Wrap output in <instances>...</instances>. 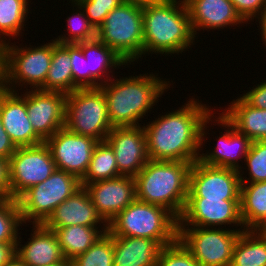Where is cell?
Masks as SVG:
<instances>
[{
  "label": "cell",
  "mask_w": 266,
  "mask_h": 266,
  "mask_svg": "<svg viewBox=\"0 0 266 266\" xmlns=\"http://www.w3.org/2000/svg\"><path fill=\"white\" fill-rule=\"evenodd\" d=\"M81 185L86 189L97 212L107 224L136 199L134 177L121 175Z\"/></svg>",
  "instance_id": "cell-17"
},
{
  "label": "cell",
  "mask_w": 266,
  "mask_h": 266,
  "mask_svg": "<svg viewBox=\"0 0 266 266\" xmlns=\"http://www.w3.org/2000/svg\"><path fill=\"white\" fill-rule=\"evenodd\" d=\"M240 172L195 161L189 173L187 199L240 200Z\"/></svg>",
  "instance_id": "cell-12"
},
{
  "label": "cell",
  "mask_w": 266,
  "mask_h": 266,
  "mask_svg": "<svg viewBox=\"0 0 266 266\" xmlns=\"http://www.w3.org/2000/svg\"><path fill=\"white\" fill-rule=\"evenodd\" d=\"M114 266H157L163 246L150 238L113 236Z\"/></svg>",
  "instance_id": "cell-23"
},
{
  "label": "cell",
  "mask_w": 266,
  "mask_h": 266,
  "mask_svg": "<svg viewBox=\"0 0 266 266\" xmlns=\"http://www.w3.org/2000/svg\"><path fill=\"white\" fill-rule=\"evenodd\" d=\"M116 237L150 238L162 246L178 239V219L167 209L135 199L108 224Z\"/></svg>",
  "instance_id": "cell-5"
},
{
  "label": "cell",
  "mask_w": 266,
  "mask_h": 266,
  "mask_svg": "<svg viewBox=\"0 0 266 266\" xmlns=\"http://www.w3.org/2000/svg\"><path fill=\"white\" fill-rule=\"evenodd\" d=\"M66 97L64 127L98 142L105 141L112 126L103 91L100 88L76 89Z\"/></svg>",
  "instance_id": "cell-8"
},
{
  "label": "cell",
  "mask_w": 266,
  "mask_h": 266,
  "mask_svg": "<svg viewBox=\"0 0 266 266\" xmlns=\"http://www.w3.org/2000/svg\"><path fill=\"white\" fill-rule=\"evenodd\" d=\"M230 266H266V240L256 230L242 231Z\"/></svg>",
  "instance_id": "cell-29"
},
{
  "label": "cell",
  "mask_w": 266,
  "mask_h": 266,
  "mask_svg": "<svg viewBox=\"0 0 266 266\" xmlns=\"http://www.w3.org/2000/svg\"><path fill=\"white\" fill-rule=\"evenodd\" d=\"M266 240V221L263 222L258 228L255 229Z\"/></svg>",
  "instance_id": "cell-47"
},
{
  "label": "cell",
  "mask_w": 266,
  "mask_h": 266,
  "mask_svg": "<svg viewBox=\"0 0 266 266\" xmlns=\"http://www.w3.org/2000/svg\"><path fill=\"white\" fill-rule=\"evenodd\" d=\"M10 199L8 160L0 158V200Z\"/></svg>",
  "instance_id": "cell-42"
},
{
  "label": "cell",
  "mask_w": 266,
  "mask_h": 266,
  "mask_svg": "<svg viewBox=\"0 0 266 266\" xmlns=\"http://www.w3.org/2000/svg\"><path fill=\"white\" fill-rule=\"evenodd\" d=\"M16 148L17 147L6 133L0 118V158L9 160L16 151Z\"/></svg>",
  "instance_id": "cell-41"
},
{
  "label": "cell",
  "mask_w": 266,
  "mask_h": 266,
  "mask_svg": "<svg viewBox=\"0 0 266 266\" xmlns=\"http://www.w3.org/2000/svg\"><path fill=\"white\" fill-rule=\"evenodd\" d=\"M4 266H27L17 255H15Z\"/></svg>",
  "instance_id": "cell-46"
},
{
  "label": "cell",
  "mask_w": 266,
  "mask_h": 266,
  "mask_svg": "<svg viewBox=\"0 0 266 266\" xmlns=\"http://www.w3.org/2000/svg\"><path fill=\"white\" fill-rule=\"evenodd\" d=\"M82 187L73 174L56 169L44 182L34 185L16 200L22 222L43 224L55 208Z\"/></svg>",
  "instance_id": "cell-9"
},
{
  "label": "cell",
  "mask_w": 266,
  "mask_h": 266,
  "mask_svg": "<svg viewBox=\"0 0 266 266\" xmlns=\"http://www.w3.org/2000/svg\"><path fill=\"white\" fill-rule=\"evenodd\" d=\"M162 1L163 0H122L123 3L138 5L141 7L158 4Z\"/></svg>",
  "instance_id": "cell-45"
},
{
  "label": "cell",
  "mask_w": 266,
  "mask_h": 266,
  "mask_svg": "<svg viewBox=\"0 0 266 266\" xmlns=\"http://www.w3.org/2000/svg\"><path fill=\"white\" fill-rule=\"evenodd\" d=\"M97 143V140L73 133L65 127L45 141L57 169L73 174L80 180L88 170Z\"/></svg>",
  "instance_id": "cell-13"
},
{
  "label": "cell",
  "mask_w": 266,
  "mask_h": 266,
  "mask_svg": "<svg viewBox=\"0 0 266 266\" xmlns=\"http://www.w3.org/2000/svg\"><path fill=\"white\" fill-rule=\"evenodd\" d=\"M47 266H73V264H72V261L64 259L63 261L59 263H55V264L47 265Z\"/></svg>",
  "instance_id": "cell-48"
},
{
  "label": "cell",
  "mask_w": 266,
  "mask_h": 266,
  "mask_svg": "<svg viewBox=\"0 0 266 266\" xmlns=\"http://www.w3.org/2000/svg\"><path fill=\"white\" fill-rule=\"evenodd\" d=\"M260 17H258L259 20V26H260V30H261V38L264 39L265 45H266V8L258 15Z\"/></svg>",
  "instance_id": "cell-44"
},
{
  "label": "cell",
  "mask_w": 266,
  "mask_h": 266,
  "mask_svg": "<svg viewBox=\"0 0 266 266\" xmlns=\"http://www.w3.org/2000/svg\"><path fill=\"white\" fill-rule=\"evenodd\" d=\"M68 32L70 35L58 36L56 41L61 44H77L84 41H89L97 38V30L90 23L84 11L76 12L71 17H68Z\"/></svg>",
  "instance_id": "cell-34"
},
{
  "label": "cell",
  "mask_w": 266,
  "mask_h": 266,
  "mask_svg": "<svg viewBox=\"0 0 266 266\" xmlns=\"http://www.w3.org/2000/svg\"><path fill=\"white\" fill-rule=\"evenodd\" d=\"M157 266H199L190 251L177 239L172 244L163 246Z\"/></svg>",
  "instance_id": "cell-37"
},
{
  "label": "cell",
  "mask_w": 266,
  "mask_h": 266,
  "mask_svg": "<svg viewBox=\"0 0 266 266\" xmlns=\"http://www.w3.org/2000/svg\"><path fill=\"white\" fill-rule=\"evenodd\" d=\"M240 217L245 230H255L266 221V181L241 183Z\"/></svg>",
  "instance_id": "cell-27"
},
{
  "label": "cell",
  "mask_w": 266,
  "mask_h": 266,
  "mask_svg": "<svg viewBox=\"0 0 266 266\" xmlns=\"http://www.w3.org/2000/svg\"><path fill=\"white\" fill-rule=\"evenodd\" d=\"M194 35L201 29H220L244 23L230 0H184ZM201 28V29H200Z\"/></svg>",
  "instance_id": "cell-20"
},
{
  "label": "cell",
  "mask_w": 266,
  "mask_h": 266,
  "mask_svg": "<svg viewBox=\"0 0 266 266\" xmlns=\"http://www.w3.org/2000/svg\"><path fill=\"white\" fill-rule=\"evenodd\" d=\"M66 94L33 89L26 92L27 115L35 133L45 142L65 125Z\"/></svg>",
  "instance_id": "cell-14"
},
{
  "label": "cell",
  "mask_w": 266,
  "mask_h": 266,
  "mask_svg": "<svg viewBox=\"0 0 266 266\" xmlns=\"http://www.w3.org/2000/svg\"><path fill=\"white\" fill-rule=\"evenodd\" d=\"M51 41L35 48L10 46V42L3 44L0 47V85L10 91H15L16 84L25 83L32 86L31 89H40L51 65Z\"/></svg>",
  "instance_id": "cell-6"
},
{
  "label": "cell",
  "mask_w": 266,
  "mask_h": 266,
  "mask_svg": "<svg viewBox=\"0 0 266 266\" xmlns=\"http://www.w3.org/2000/svg\"><path fill=\"white\" fill-rule=\"evenodd\" d=\"M192 162L149 160L134 177L136 199L181 216L189 192Z\"/></svg>",
  "instance_id": "cell-4"
},
{
  "label": "cell",
  "mask_w": 266,
  "mask_h": 266,
  "mask_svg": "<svg viewBox=\"0 0 266 266\" xmlns=\"http://www.w3.org/2000/svg\"><path fill=\"white\" fill-rule=\"evenodd\" d=\"M235 10L246 23L266 8V0H230Z\"/></svg>",
  "instance_id": "cell-39"
},
{
  "label": "cell",
  "mask_w": 266,
  "mask_h": 266,
  "mask_svg": "<svg viewBox=\"0 0 266 266\" xmlns=\"http://www.w3.org/2000/svg\"><path fill=\"white\" fill-rule=\"evenodd\" d=\"M16 244L0 242V266H4L16 255Z\"/></svg>",
  "instance_id": "cell-43"
},
{
  "label": "cell",
  "mask_w": 266,
  "mask_h": 266,
  "mask_svg": "<svg viewBox=\"0 0 266 266\" xmlns=\"http://www.w3.org/2000/svg\"><path fill=\"white\" fill-rule=\"evenodd\" d=\"M99 222L107 224L97 212L88 192L82 186L57 206L43 225L47 229L53 230L72 225L96 227L100 224Z\"/></svg>",
  "instance_id": "cell-19"
},
{
  "label": "cell",
  "mask_w": 266,
  "mask_h": 266,
  "mask_svg": "<svg viewBox=\"0 0 266 266\" xmlns=\"http://www.w3.org/2000/svg\"><path fill=\"white\" fill-rule=\"evenodd\" d=\"M69 55L73 74V91L90 88V71H88L86 66L87 61L82 49L77 44H69Z\"/></svg>",
  "instance_id": "cell-38"
},
{
  "label": "cell",
  "mask_w": 266,
  "mask_h": 266,
  "mask_svg": "<svg viewBox=\"0 0 266 266\" xmlns=\"http://www.w3.org/2000/svg\"><path fill=\"white\" fill-rule=\"evenodd\" d=\"M248 167L250 182L240 173L241 183H256L266 181V140L254 141L244 159ZM245 178V179H244Z\"/></svg>",
  "instance_id": "cell-35"
},
{
  "label": "cell",
  "mask_w": 266,
  "mask_h": 266,
  "mask_svg": "<svg viewBox=\"0 0 266 266\" xmlns=\"http://www.w3.org/2000/svg\"><path fill=\"white\" fill-rule=\"evenodd\" d=\"M29 0H0V35L19 36L29 14ZM6 43L0 38V47Z\"/></svg>",
  "instance_id": "cell-31"
},
{
  "label": "cell",
  "mask_w": 266,
  "mask_h": 266,
  "mask_svg": "<svg viewBox=\"0 0 266 266\" xmlns=\"http://www.w3.org/2000/svg\"><path fill=\"white\" fill-rule=\"evenodd\" d=\"M57 169L49 147H17L8 160L10 199L16 200L30 187L44 182Z\"/></svg>",
  "instance_id": "cell-11"
},
{
  "label": "cell",
  "mask_w": 266,
  "mask_h": 266,
  "mask_svg": "<svg viewBox=\"0 0 266 266\" xmlns=\"http://www.w3.org/2000/svg\"><path fill=\"white\" fill-rule=\"evenodd\" d=\"M33 227L32 237L25 245L22 246L21 237L18 238L16 255L27 266H47L63 261L65 258L55 232L43 224H34Z\"/></svg>",
  "instance_id": "cell-22"
},
{
  "label": "cell",
  "mask_w": 266,
  "mask_h": 266,
  "mask_svg": "<svg viewBox=\"0 0 266 266\" xmlns=\"http://www.w3.org/2000/svg\"><path fill=\"white\" fill-rule=\"evenodd\" d=\"M78 6L80 10L85 12L90 23L97 30L104 22L106 16L116 7L122 0H71Z\"/></svg>",
  "instance_id": "cell-36"
},
{
  "label": "cell",
  "mask_w": 266,
  "mask_h": 266,
  "mask_svg": "<svg viewBox=\"0 0 266 266\" xmlns=\"http://www.w3.org/2000/svg\"><path fill=\"white\" fill-rule=\"evenodd\" d=\"M234 224L243 227L240 200L187 199L178 226L212 227Z\"/></svg>",
  "instance_id": "cell-16"
},
{
  "label": "cell",
  "mask_w": 266,
  "mask_h": 266,
  "mask_svg": "<svg viewBox=\"0 0 266 266\" xmlns=\"http://www.w3.org/2000/svg\"><path fill=\"white\" fill-rule=\"evenodd\" d=\"M233 101L221 115L252 142L265 141L266 110L252 107L241 96Z\"/></svg>",
  "instance_id": "cell-24"
},
{
  "label": "cell",
  "mask_w": 266,
  "mask_h": 266,
  "mask_svg": "<svg viewBox=\"0 0 266 266\" xmlns=\"http://www.w3.org/2000/svg\"><path fill=\"white\" fill-rule=\"evenodd\" d=\"M0 118L16 147L36 146L44 141L35 133L27 115L26 92L19 96L0 85Z\"/></svg>",
  "instance_id": "cell-18"
},
{
  "label": "cell",
  "mask_w": 266,
  "mask_h": 266,
  "mask_svg": "<svg viewBox=\"0 0 266 266\" xmlns=\"http://www.w3.org/2000/svg\"><path fill=\"white\" fill-rule=\"evenodd\" d=\"M97 38L113 49L126 63L143 55V7L121 3L97 29Z\"/></svg>",
  "instance_id": "cell-7"
},
{
  "label": "cell",
  "mask_w": 266,
  "mask_h": 266,
  "mask_svg": "<svg viewBox=\"0 0 266 266\" xmlns=\"http://www.w3.org/2000/svg\"><path fill=\"white\" fill-rule=\"evenodd\" d=\"M113 148L105 141H99L94 148L88 170L81 179V184L119 177Z\"/></svg>",
  "instance_id": "cell-30"
},
{
  "label": "cell",
  "mask_w": 266,
  "mask_h": 266,
  "mask_svg": "<svg viewBox=\"0 0 266 266\" xmlns=\"http://www.w3.org/2000/svg\"><path fill=\"white\" fill-rule=\"evenodd\" d=\"M215 121L225 128L228 127V129L223 136H219L217 147L209 154H199L198 160L209 166L232 168L240 171L241 167L238 165V159H245L252 141L245 134L238 132L221 114Z\"/></svg>",
  "instance_id": "cell-21"
},
{
  "label": "cell",
  "mask_w": 266,
  "mask_h": 266,
  "mask_svg": "<svg viewBox=\"0 0 266 266\" xmlns=\"http://www.w3.org/2000/svg\"><path fill=\"white\" fill-rule=\"evenodd\" d=\"M113 235L108 231L86 252L72 261L73 266H114Z\"/></svg>",
  "instance_id": "cell-32"
},
{
  "label": "cell",
  "mask_w": 266,
  "mask_h": 266,
  "mask_svg": "<svg viewBox=\"0 0 266 266\" xmlns=\"http://www.w3.org/2000/svg\"><path fill=\"white\" fill-rule=\"evenodd\" d=\"M252 107L266 110V81L241 96Z\"/></svg>",
  "instance_id": "cell-40"
},
{
  "label": "cell",
  "mask_w": 266,
  "mask_h": 266,
  "mask_svg": "<svg viewBox=\"0 0 266 266\" xmlns=\"http://www.w3.org/2000/svg\"><path fill=\"white\" fill-rule=\"evenodd\" d=\"M113 148L119 175L135 177L149 161L144 127H115L106 137Z\"/></svg>",
  "instance_id": "cell-15"
},
{
  "label": "cell",
  "mask_w": 266,
  "mask_h": 266,
  "mask_svg": "<svg viewBox=\"0 0 266 266\" xmlns=\"http://www.w3.org/2000/svg\"><path fill=\"white\" fill-rule=\"evenodd\" d=\"M154 74L110 79L99 88L103 91L112 128L139 126L140 118L158 102L170 82ZM169 83V84H168ZM169 85V86H168ZM157 99V100H156Z\"/></svg>",
  "instance_id": "cell-2"
},
{
  "label": "cell",
  "mask_w": 266,
  "mask_h": 266,
  "mask_svg": "<svg viewBox=\"0 0 266 266\" xmlns=\"http://www.w3.org/2000/svg\"><path fill=\"white\" fill-rule=\"evenodd\" d=\"M100 231L97 227L72 225L64 228H54L62 254L65 259L73 260L86 252L108 229V224H103Z\"/></svg>",
  "instance_id": "cell-26"
},
{
  "label": "cell",
  "mask_w": 266,
  "mask_h": 266,
  "mask_svg": "<svg viewBox=\"0 0 266 266\" xmlns=\"http://www.w3.org/2000/svg\"><path fill=\"white\" fill-rule=\"evenodd\" d=\"M242 230L178 226V239L199 266H230L233 249Z\"/></svg>",
  "instance_id": "cell-10"
},
{
  "label": "cell",
  "mask_w": 266,
  "mask_h": 266,
  "mask_svg": "<svg viewBox=\"0 0 266 266\" xmlns=\"http://www.w3.org/2000/svg\"><path fill=\"white\" fill-rule=\"evenodd\" d=\"M23 224L17 200H0V242L17 243L18 227Z\"/></svg>",
  "instance_id": "cell-33"
},
{
  "label": "cell",
  "mask_w": 266,
  "mask_h": 266,
  "mask_svg": "<svg viewBox=\"0 0 266 266\" xmlns=\"http://www.w3.org/2000/svg\"><path fill=\"white\" fill-rule=\"evenodd\" d=\"M77 45L82 49L87 63L89 62L88 71H90V88H99L101 85L108 82L111 78L109 77L108 79L109 73H112L109 71L111 68H116L117 66L119 68V66L127 64L122 57H120L113 49L101 42L98 38L80 42L77 43ZM89 64H94L92 65L94 68ZM104 76H107V79L104 78ZM102 78H104V81ZM98 81L101 82L99 83Z\"/></svg>",
  "instance_id": "cell-25"
},
{
  "label": "cell",
  "mask_w": 266,
  "mask_h": 266,
  "mask_svg": "<svg viewBox=\"0 0 266 266\" xmlns=\"http://www.w3.org/2000/svg\"><path fill=\"white\" fill-rule=\"evenodd\" d=\"M40 90L58 91L65 94L73 92V74L71 70L69 44H61L55 39L53 40L51 65L45 84Z\"/></svg>",
  "instance_id": "cell-28"
},
{
  "label": "cell",
  "mask_w": 266,
  "mask_h": 266,
  "mask_svg": "<svg viewBox=\"0 0 266 266\" xmlns=\"http://www.w3.org/2000/svg\"><path fill=\"white\" fill-rule=\"evenodd\" d=\"M186 103L181 109L143 125L149 160L194 163L199 159V148L206 141V125L213 114L195 98Z\"/></svg>",
  "instance_id": "cell-1"
},
{
  "label": "cell",
  "mask_w": 266,
  "mask_h": 266,
  "mask_svg": "<svg viewBox=\"0 0 266 266\" xmlns=\"http://www.w3.org/2000/svg\"><path fill=\"white\" fill-rule=\"evenodd\" d=\"M163 0L143 7V55L182 53L194 42L189 12L184 0Z\"/></svg>",
  "instance_id": "cell-3"
}]
</instances>
